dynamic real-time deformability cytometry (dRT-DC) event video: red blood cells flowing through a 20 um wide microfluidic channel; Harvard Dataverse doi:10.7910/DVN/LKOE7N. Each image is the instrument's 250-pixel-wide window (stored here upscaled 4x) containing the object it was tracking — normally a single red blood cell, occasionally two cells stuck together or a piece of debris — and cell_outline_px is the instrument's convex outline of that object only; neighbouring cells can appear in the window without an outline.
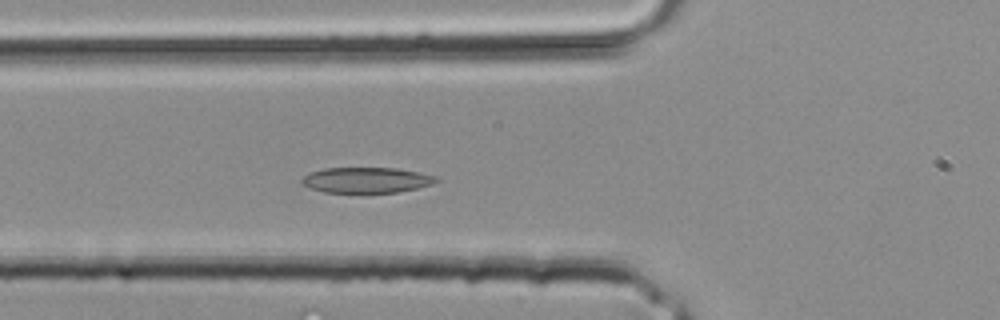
{"species": "common noctule bat (a hibernating species)", "species_latin": "Nyctalus noctula", "temperature_condition": "room temperature", "stored_images_in_passage": 32, "camera_frame_rate_fps": 3000, "um_per_image_px": 0.085, "animal": {"sex": "male", "body_mass_g": 20.4}, "frame": {"image": 1, "passage_image": 10, "time_ms": 3.0, "image_size_px": [1000, 320], "cell_outline_px": [[440, 180], [432, 184], [416, 188], [396, 192], [324, 192], [312, 188], [304, 184], [300, 180], [304, 176], [312, 172], [324, 168], [396, 168], [436, 176]], "centroid_in_image_um": [31.16, 15.3], "position_along_channel_um": 94.6, "area_um2": 19.65}}
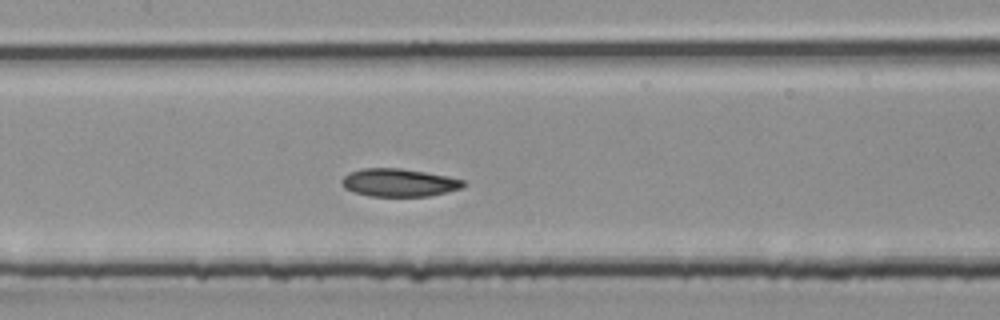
{"frame": {"image": 2, "passage_image": 14, "time_ms": 4.333, "image_size_px": [1000, 320], "cell_outline_px": [[468, 184], [464, 188], [428, 196], [368, 196], [344, 188], [340, 184], [340, 180], [348, 172], [364, 168], [400, 168], [448, 176], [464, 180]], "centroid_in_image_um": [33.92, 15.52], "position_along_channel_um": 173.5, "area_um2": 19.94}}
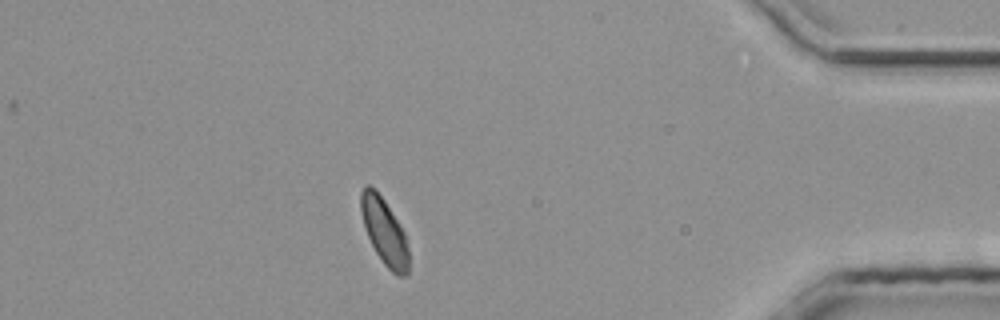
{"frame": {"image": 3, "passage_image": 28, "time_ms": 9.0, "image_size_px": [1000, 320], "cell_outline_px": [[408, 276], [396, 276], [384, 264], [376, 252], [368, 236], [360, 212], [360, 192], [364, 184], [368, 184], [376, 188], [384, 200], [404, 232], [408, 248]], "centroid_in_image_um": [32.65, 19.65], "position_along_channel_um": 402.5, "area_um2": 18.44}}